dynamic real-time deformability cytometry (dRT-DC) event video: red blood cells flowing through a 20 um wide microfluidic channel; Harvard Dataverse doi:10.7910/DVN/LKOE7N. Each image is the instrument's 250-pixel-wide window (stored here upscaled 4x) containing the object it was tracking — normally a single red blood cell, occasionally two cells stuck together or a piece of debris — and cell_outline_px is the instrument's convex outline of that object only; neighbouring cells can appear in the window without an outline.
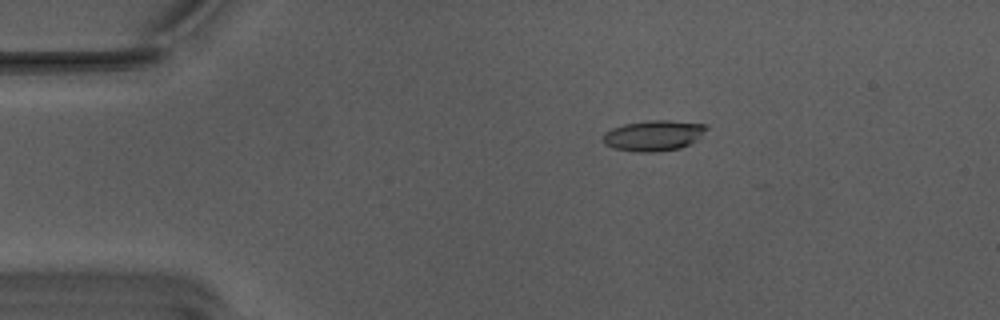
{"species": "Egyptian fruit bat (a non-hibernating species)", "species_latin": "Rousettus aegyptiacus", "temperature_condition": "warm", "stored_images_in_passage": 20, "camera_frame_rate_fps": 3000, "um_per_image_px": 0.085, "animal": {"sex": "male"}, "frame": {"image": 1, "passage_image": 1, "time_ms": 0.0, "image_size_px": [1000, 320], "cell_outline_px": [[708, 128], [688, 144], [680, 148], [652, 152], [636, 152], [612, 148], [604, 144], [600, 136], [604, 132], [612, 128], [624, 124], [648, 120], [668, 120], [704, 124]], "centroid_in_image_um": [55.45, 11.52], "position_along_channel_um": 29.6, "area_um2": 18.32}}
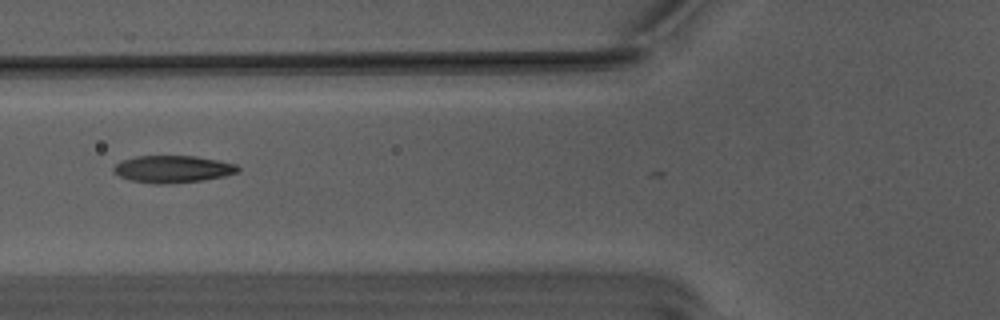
{"frame": {"image": 2, "passage_image": 12, "time_ms": 3.667, "image_size_px": [1000, 320], "cell_outline_px": [[240, 172], [224, 176], [204, 180], [164, 184], [156, 184], [128, 180], [112, 172], [112, 168], [120, 160], [136, 156], [196, 156], [236, 164], [240, 168]], "centroid_in_image_um": [14.65, 14.37], "position_along_channel_um": 111.1, "area_um2": 19.83}}
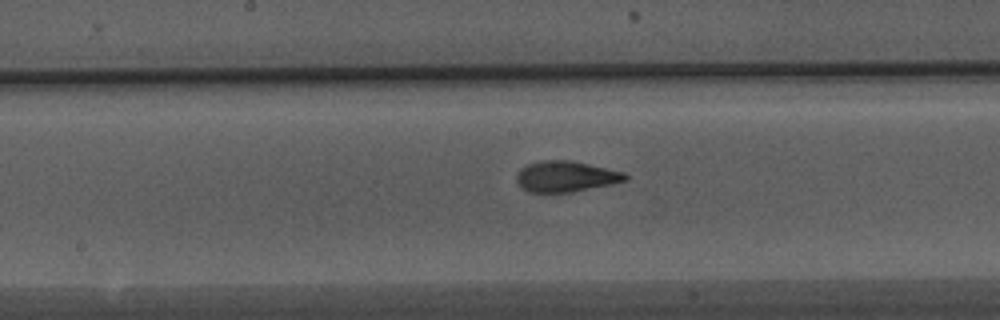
{"frame": {"image": 3, "passage_image": 19, "time_ms": 6.0, "image_size_px": [1000, 320], "cell_outline_px": [[628, 180], [612, 184], [572, 192], [528, 192], [516, 180], [516, 176], [520, 168], [528, 164], [540, 160], [572, 160], [624, 172], [628, 176]], "centroid_in_image_um": [48.11, 14.99], "position_along_channel_um": 200.1, "area_um2": 19.54}}